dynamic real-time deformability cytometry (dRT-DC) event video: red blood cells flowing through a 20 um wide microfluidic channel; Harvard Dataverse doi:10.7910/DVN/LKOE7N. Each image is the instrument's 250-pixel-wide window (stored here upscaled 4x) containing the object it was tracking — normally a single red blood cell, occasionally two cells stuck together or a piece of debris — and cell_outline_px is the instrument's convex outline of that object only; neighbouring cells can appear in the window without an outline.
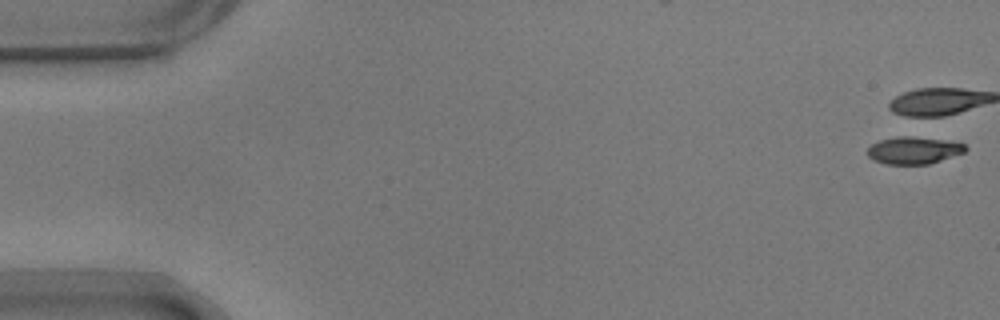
{"species": "common noctule bat (a hibernating species)", "species_latin": "Nyctalus noctula", "temperature_condition": "warm", "stored_images_in_passage": 18, "camera_frame_rate_fps": 3000, "um_per_image_px": 0.085, "animal": {"sex": "male", "body_mass_g": 17.9}, "frame": {"image": 1, "passage_image": 1, "time_ms": 0.0, "image_size_px": [1000, 320], "cell_outline_px": [[968, 148], [964, 152], [928, 164], [888, 164], [872, 160], [868, 156], [868, 148], [872, 144], [880, 140], [896, 136], [908, 136], [940, 140], [964, 144]], "centroid_in_image_um": [77.61, 12.78], "position_along_channel_um": 7.4, "area_um2": 15.2}}